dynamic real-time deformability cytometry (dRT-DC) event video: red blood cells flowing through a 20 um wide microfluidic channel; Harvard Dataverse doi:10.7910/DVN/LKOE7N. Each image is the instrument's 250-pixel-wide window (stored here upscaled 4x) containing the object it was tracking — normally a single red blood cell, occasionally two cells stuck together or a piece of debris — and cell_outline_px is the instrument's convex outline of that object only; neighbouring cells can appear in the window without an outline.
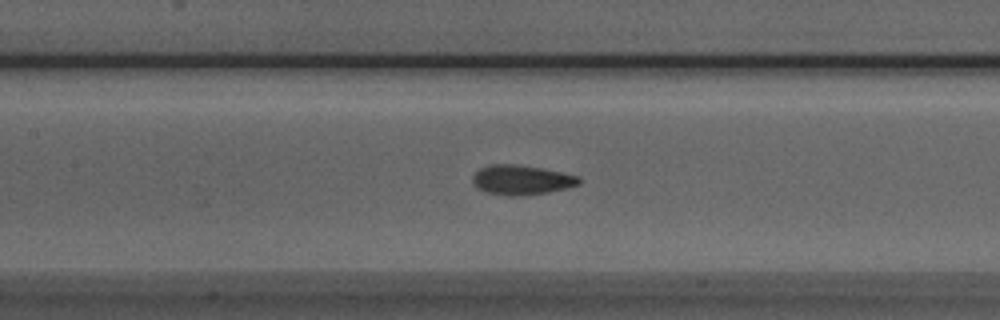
{"species": "Egyptian fruit bat (a non-hibernating species)", "species_latin": "Rousettus aegyptiacus", "temperature_condition": "room temperature", "stored_images_in_passage": 37, "camera_frame_rate_fps": 3000, "um_per_image_px": 0.085, "animal": {"sex": "male"}, "frame": {"image": 1, "passage_image": 11, "time_ms": 3.333, "image_size_px": [1000, 320], "cell_outline_px": [[580, 184], [568, 188], [548, 192], [520, 196], [508, 196], [484, 192], [476, 188], [472, 180], [472, 176], [480, 168], [488, 164], [512, 164], [540, 168], [580, 176]], "centroid_in_image_um": [44.3, 15.3], "position_along_channel_um": 163.1, "area_um2": 18.5}}
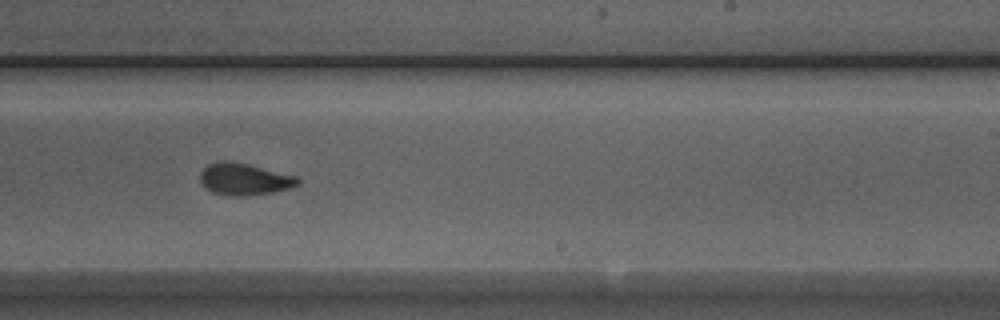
{"frame": {"image": 2, "passage_image": 19, "time_ms": 6.0, "image_size_px": [1000, 320], "cell_outline_px": [[300, 184], [292, 188], [272, 192], [244, 196], [232, 196], [212, 192], [204, 188], [200, 180], [200, 172], [208, 164], [220, 160], [224, 160], [248, 164], [296, 176], [300, 180]], "centroid_in_image_um": [20.75, 15.23], "position_along_channel_um": 268.2, "area_um2": 18.21}}
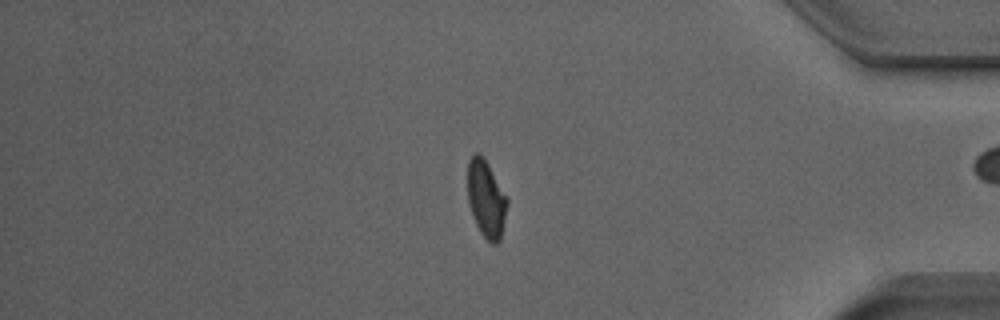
{"frame": {"image": 3, "passage_image": 31, "time_ms": 10.0, "image_size_px": [1000, 320], "cell_outline_px": [[508, 204], [500, 240], [496, 244], [492, 244], [480, 232], [472, 216], [468, 204], [468, 160], [476, 152], [480, 152], [488, 164], [508, 200]], "centroid_in_image_um": [41.31, 16.91], "position_along_channel_um": 393.9, "area_um2": 17.69}, "authors_computed_cell_mechanics": {"area_um2": 18.1492, "velocity_mm_per_s": 3.9542, "shape_relaxation_time_tau1_ms": 4.1882, "shape_relaxation_time_tau2_ms": 1.2491, "deformation_change_tau1": 0.1236, "deformation_change_tau2": 0.0585}}